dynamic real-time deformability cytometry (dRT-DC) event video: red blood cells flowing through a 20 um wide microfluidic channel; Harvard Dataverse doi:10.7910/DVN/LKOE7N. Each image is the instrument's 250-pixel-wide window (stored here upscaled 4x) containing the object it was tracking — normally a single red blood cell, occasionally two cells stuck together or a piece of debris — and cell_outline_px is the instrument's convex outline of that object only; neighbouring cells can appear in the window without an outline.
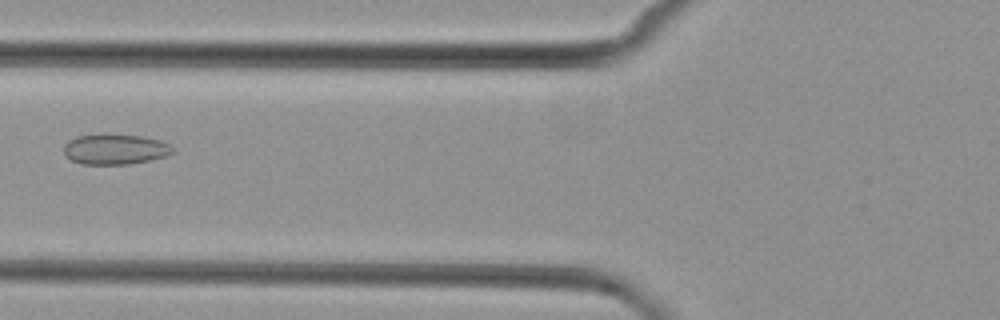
{"species": "common noctule bat (a hibernating species)", "species_latin": "Nyctalus noctula", "temperature_condition": "cold", "stored_images_in_passage": 3, "camera_frame_rate_fps": 3000, "um_per_image_px": 0.085, "animal": {"sex": "female", "body_mass_g": 29.2, "forearm_length_mm": 56.3}, "frame": {"image": 1, "passage_image": 3, "time_ms": 2.333, "image_size_px": [1000, 320], "cell_outline_px": [[176, 152], [164, 156], [148, 160], [128, 164], [80, 164], [64, 156], [64, 144], [68, 140], [76, 136], [140, 136], [160, 140], [168, 144]], "centroid_in_image_um": [9.75, 12.71], "position_along_channel_um": 116.0, "area_um2": 18.73}}